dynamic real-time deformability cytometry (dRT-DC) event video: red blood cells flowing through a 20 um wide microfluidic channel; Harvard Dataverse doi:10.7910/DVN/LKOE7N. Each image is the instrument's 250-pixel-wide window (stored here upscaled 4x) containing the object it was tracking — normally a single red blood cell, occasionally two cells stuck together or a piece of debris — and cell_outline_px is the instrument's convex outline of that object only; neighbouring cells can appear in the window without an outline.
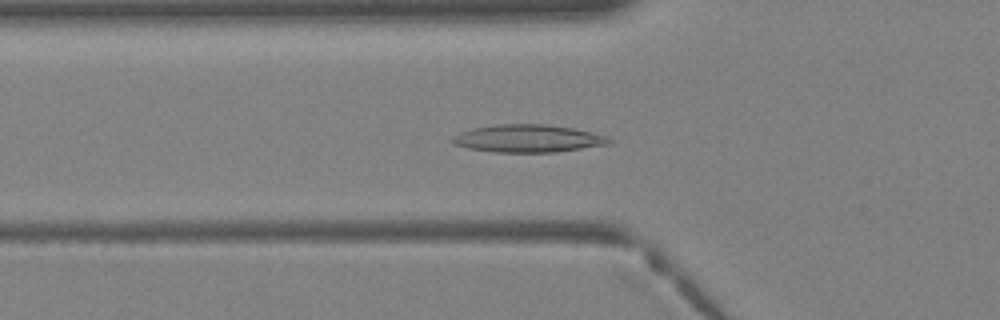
{"species": "Egyptian fruit bat (a non-hibernating species)", "species_latin": "Rousettus aegyptiacus", "temperature_condition": "warm", "stored_images_in_passage": 41, "camera_frame_rate_fps": 3000, "um_per_image_px": 0.085, "animal": {"sex": "female"}, "frame": {"image": 1, "passage_image": 15, "time_ms": 4.667, "image_size_px": [1000, 320], "cell_outline_px": [[616, 140], [612, 144], [556, 152], [492, 152], [468, 148], [456, 144], [448, 140], [452, 136], [460, 132], [472, 128], [492, 124], [544, 124], [572, 128], [592, 132], [608, 136]], "centroid_in_image_um": [44.91, 11.77], "position_along_channel_um": 80.9, "area_um2": 25.61}}
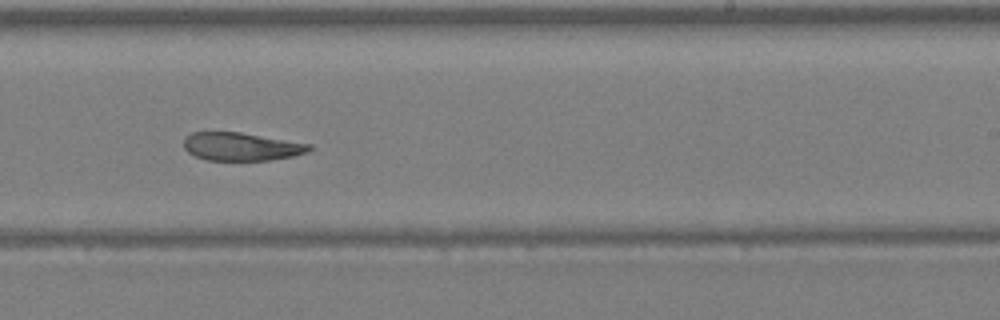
{"frame": {"image": 2, "passage_image": 26, "time_ms": 8.333, "image_size_px": [1000, 320], "cell_outline_px": [[312, 148], [308, 152], [292, 156], [272, 160], [208, 160], [196, 156], [188, 152], [184, 148], [184, 136], [192, 132], [240, 132], [312, 144]], "centroid_in_image_um": [20.51, 12.45], "position_along_channel_um": 268.5, "area_um2": 20.58}}
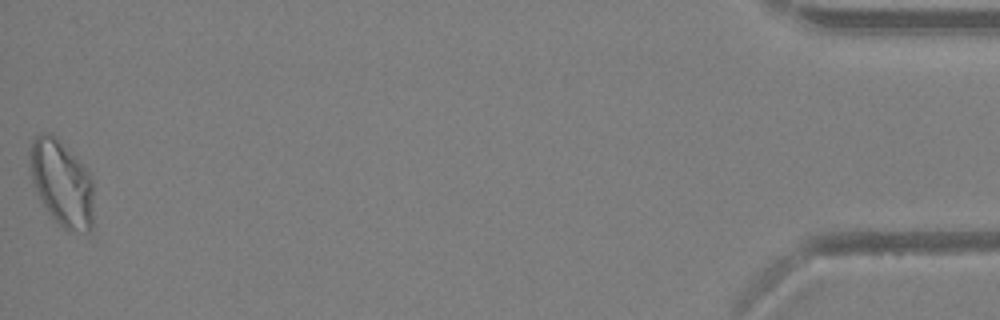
{"frame": {"image": 3, "passage_image": 41, "time_ms": 13.333, "image_size_px": [1000, 320], "cell_outline_px": [[92, 228], [88, 232], [68, 232], [52, 216], [44, 204], [32, 184], [28, 152], [32, 140], [40, 132], [48, 132], [56, 136], [60, 140], [92, 176]], "centroid_in_image_um": [5.23, 15.54], "position_along_channel_um": 430.0, "area_um2": 31.91}}